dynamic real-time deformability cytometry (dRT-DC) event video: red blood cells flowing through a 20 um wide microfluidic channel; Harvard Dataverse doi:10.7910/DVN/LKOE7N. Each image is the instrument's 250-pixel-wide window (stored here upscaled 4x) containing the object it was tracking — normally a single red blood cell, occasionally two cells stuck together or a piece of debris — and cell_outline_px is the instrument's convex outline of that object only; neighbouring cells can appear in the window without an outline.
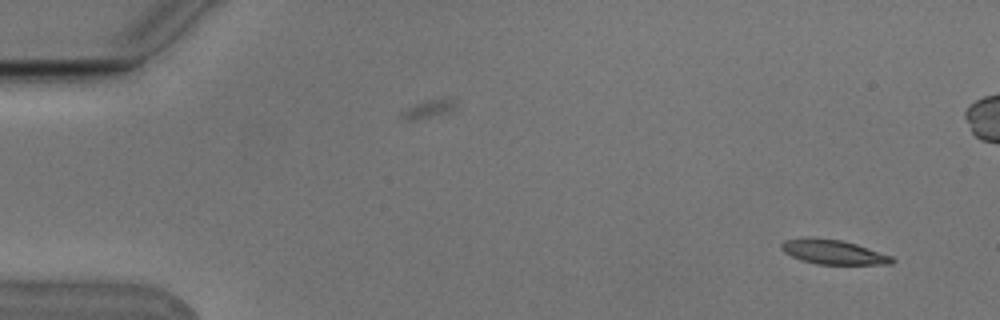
{"species": "Egyptian fruit bat (a non-hibernating species)", "species_latin": "Rousettus aegyptiacus", "temperature_condition": "cold", "stored_images_in_passage": 3, "camera_frame_rate_fps": 3000, "um_per_image_px": 0.085, "animal": {"sex": "male"}, "frame": {"image": 1, "passage_image": 3, "time_ms": 0.667, "image_size_px": [1000, 320], "cell_outline_px": [[896, 260], [892, 264], [816, 264], [800, 260], [784, 252], [780, 248], [780, 244], [784, 240], [804, 236], [816, 236], [840, 240], [856, 244], [892, 256]], "centroid_in_image_um": [70.77, 21.4], "position_along_channel_um": 14.2, "area_um2": 16.07}}